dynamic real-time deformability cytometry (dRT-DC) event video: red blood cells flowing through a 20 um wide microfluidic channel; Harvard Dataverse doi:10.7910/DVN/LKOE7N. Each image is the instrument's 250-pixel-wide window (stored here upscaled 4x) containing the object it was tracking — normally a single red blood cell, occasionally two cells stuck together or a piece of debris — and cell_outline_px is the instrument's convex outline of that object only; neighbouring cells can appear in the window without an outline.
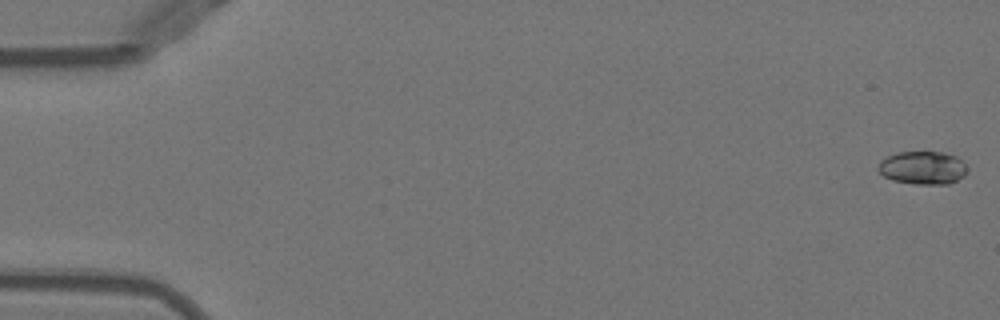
{"species": "Egyptian fruit bat (a non-hibernating species)", "species_latin": "Rousettus aegyptiacus", "temperature_condition": "warm", "stored_images_in_passage": 52, "camera_frame_rate_fps": 3000, "um_per_image_px": 0.085, "animal": {"sex": "female"}, "frame": {"image": 1, "passage_image": 1, "time_ms": 0.0, "image_size_px": [1000, 320], "cell_outline_px": [[968, 172], [964, 176], [948, 184], [916, 184], [892, 180], [884, 176], [876, 168], [880, 160], [896, 152], [944, 152], [956, 156], [968, 168]], "centroid_in_image_um": [78.42, 14.26], "position_along_channel_um": 6.6, "area_um2": 17.28}}
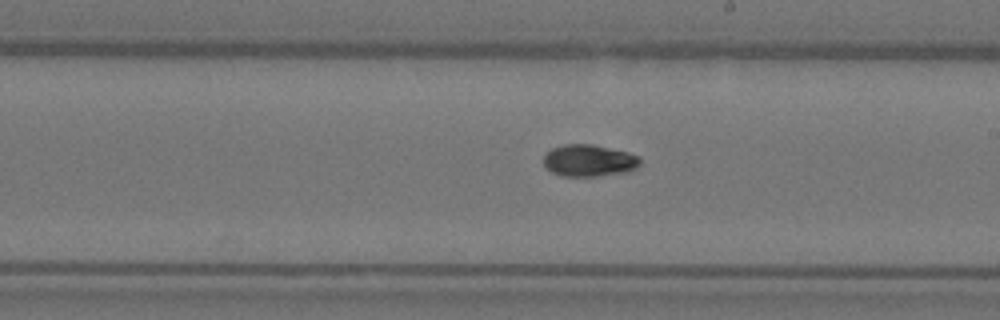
{"frame": {"image": 2, "passage_image": 30, "time_ms": 9.667, "image_size_px": [1000, 320], "cell_outline_px": [[640, 164], [636, 168], [628, 172], [596, 176], [560, 176], [552, 172], [544, 164], [544, 156], [552, 148], [564, 144], [592, 144], [628, 152], [640, 156]], "centroid_in_image_um": [50.09, 13.65], "position_along_channel_um": 238.9, "area_um2": 17.98}}
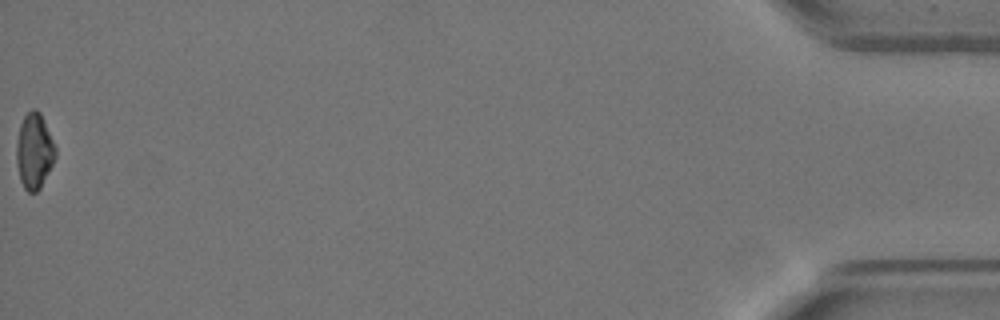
{"frame": {"image": 3, "passage_image": 52, "time_ms": 17.0, "image_size_px": [1000, 320], "cell_outline_px": [[56, 156], [40, 188], [36, 192], [28, 192], [24, 188], [20, 180], [16, 164], [16, 144], [20, 124], [24, 116], [32, 108], [36, 108], [40, 112], [56, 148]], "centroid_in_image_um": [2.89, 12.84], "position_along_channel_um": 432.3, "area_um2": 17.11}, "authors_computed_cell_mechanics": {"area_um2": 17.1666, "velocity_mm_per_s": 3.985, "shape_relaxation_time_tau1_ms": 4.6824, "shape_relaxation_time_tau2_ms": 9.4953, "deformation_change_tau1": 0.1652, "deformation_change_tau2": 0.1083}}